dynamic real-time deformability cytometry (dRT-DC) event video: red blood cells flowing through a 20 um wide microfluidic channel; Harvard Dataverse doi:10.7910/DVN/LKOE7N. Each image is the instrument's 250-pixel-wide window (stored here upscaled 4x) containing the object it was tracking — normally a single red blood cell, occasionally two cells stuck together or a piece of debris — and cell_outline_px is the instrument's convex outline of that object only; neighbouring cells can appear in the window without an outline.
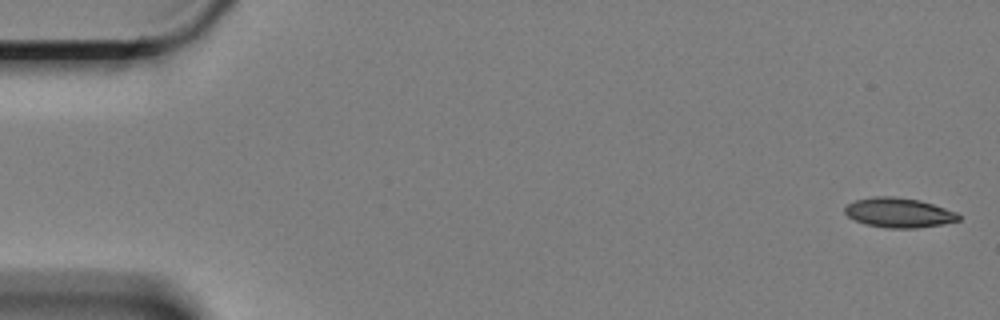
{"species": "Egyptian fruit bat (a non-hibernating species)", "species_latin": "Rousettus aegyptiacus", "temperature_condition": "cold", "stored_images_in_passage": 12, "camera_frame_rate_fps": 3000, "um_per_image_px": 0.085, "animal": {"sex": "female"}, "frame": {"image": 1, "passage_image": 1, "time_ms": 0.0, "image_size_px": [1000, 320], "cell_outline_px": [[960, 220], [944, 224], [916, 228], [888, 228], [864, 224], [848, 216], [844, 212], [844, 208], [848, 204], [856, 200], [876, 196], [892, 196], [920, 200], [956, 212], [960, 216]], "centroid_in_image_um": [76.4, 18.08], "position_along_channel_um": 8.6, "area_um2": 19.59}}